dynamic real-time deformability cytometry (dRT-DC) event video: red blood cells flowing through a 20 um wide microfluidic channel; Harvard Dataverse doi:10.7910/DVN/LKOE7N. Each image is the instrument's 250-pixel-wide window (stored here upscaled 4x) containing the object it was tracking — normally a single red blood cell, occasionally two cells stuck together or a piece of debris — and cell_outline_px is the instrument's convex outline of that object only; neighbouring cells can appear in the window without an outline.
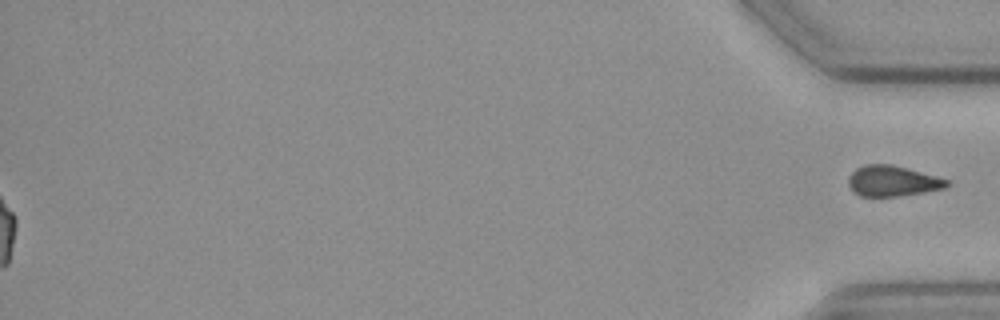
{"species": "common noctule bat (a hibernating species)", "species_latin": "Nyctalus noctula", "temperature_condition": "cold", "stored_images_in_passage": 59, "segment_of_instrument_passage": [2, 2], "camera_frame_rate_fps": 3000, "um_per_image_px": 0.085, "animal": {"sex": "female", "body_mass_g": 19.3, "forearm_length_mm": 54.1}, "frame": {"image": 1, "passage_image": 59, "time_ms": 19.333, "image_size_px": [1000, 320], "cell_outline_px": [[948, 184], [944, 188], [924, 192], [896, 196], [860, 196], [848, 184], [848, 176], [856, 168], [864, 164], [892, 164], [908, 168], [936, 176], [948, 180]], "centroid_in_image_um": [75.84, 15.37], "position_along_channel_um": 359.4, "area_um2": 17.4}}